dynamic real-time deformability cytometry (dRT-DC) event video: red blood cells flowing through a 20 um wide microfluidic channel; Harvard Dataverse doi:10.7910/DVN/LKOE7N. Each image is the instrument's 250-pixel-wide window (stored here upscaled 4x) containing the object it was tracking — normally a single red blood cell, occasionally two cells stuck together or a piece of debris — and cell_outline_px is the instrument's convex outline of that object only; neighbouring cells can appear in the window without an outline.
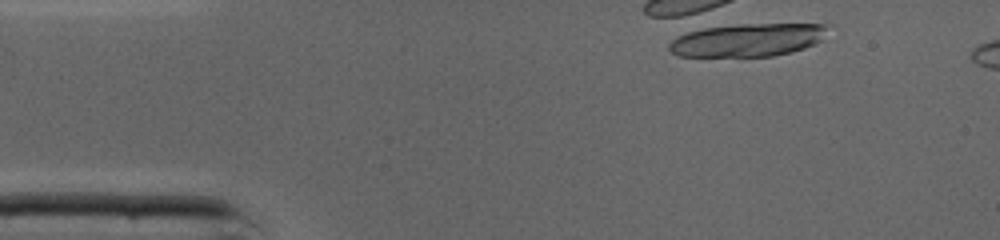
{"species": "common noctule bat (a hibernating species)", "species_latin": "Nyctalus noctula", "temperature_condition": "cold", "stored_images_in_passage": 4, "camera_frame_rate_fps": 3000, "um_per_image_px": 0.085, "animal": {"sex": "male", "body_mass_g": 19.0, "forearm_length_mm": 50.8}, "frame": {"image": 1, "passage_image": 4, "time_ms": 1.0, "image_size_px": [1000, 240], "cell_outline_px": [[828, 24], [824, 40], [816, 44], [792, 52], [772, 56], [680, 56], [672, 52], [668, 48], [668, 44], [676, 36], [696, 28], [712, 24]], "centroid_in_image_um": [63.51, 3.37], "position_along_channel_um": 21.5, "area_um2": 31.21}}